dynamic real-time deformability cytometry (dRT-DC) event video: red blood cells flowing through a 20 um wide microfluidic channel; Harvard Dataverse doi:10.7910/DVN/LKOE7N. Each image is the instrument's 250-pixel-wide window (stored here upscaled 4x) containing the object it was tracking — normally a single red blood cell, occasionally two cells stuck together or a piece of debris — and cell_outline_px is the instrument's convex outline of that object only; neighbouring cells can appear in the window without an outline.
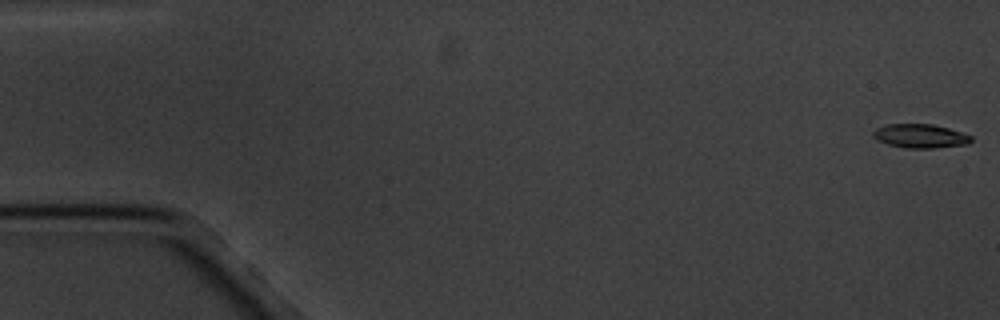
{"species": "common noctule bat (a hibernating species)", "species_latin": "Nyctalus noctula", "temperature_condition": "cold", "stored_images_in_passage": 5, "camera_frame_rate_fps": 3000, "um_per_image_px": 0.085, "animal": {"sex": "male", "body_mass_g": 20.1, "forearm_length_mm": 53.5}, "frame": {"image": 1, "passage_image": 1, "time_ms": 0.0, "image_size_px": [1000, 320], "cell_outline_px": [[972, 140], [968, 144], [936, 148], [904, 148], [888, 144], [876, 140], [872, 136], [872, 132], [876, 128], [888, 124], [932, 124], [948, 128], [972, 136]], "centroid_in_image_um": [78.2, 11.57], "position_along_channel_um": 6.8, "area_um2": 13.7}}